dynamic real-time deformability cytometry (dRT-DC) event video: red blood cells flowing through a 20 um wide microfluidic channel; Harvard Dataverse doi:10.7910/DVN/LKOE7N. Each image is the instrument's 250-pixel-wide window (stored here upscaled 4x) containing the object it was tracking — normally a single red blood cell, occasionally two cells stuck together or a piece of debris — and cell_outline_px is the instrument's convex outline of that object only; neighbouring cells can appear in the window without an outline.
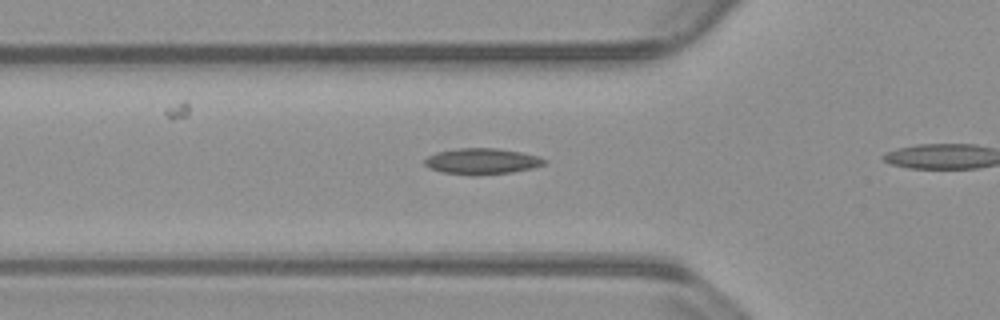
{"species": "common noctule bat (a hibernating species)", "species_latin": "Nyctalus noctula", "temperature_condition": "warm", "stored_images_in_passage": 8, "camera_frame_rate_fps": 3000, "um_per_image_px": 0.085, "animal": {"sex": "male", "body_mass_g": 23.1, "forearm_length_mm": 52.7}, "frame": {"image": 1, "passage_image": 3, "time_ms": 0.667, "image_size_px": [1000, 320], "cell_outline_px": [[548, 160], [544, 164], [532, 168], [512, 172], [476, 176], [440, 172], [428, 168], [424, 164], [424, 160], [428, 156], [436, 152], [460, 148], [496, 148], [520, 152], [540, 156]], "centroid_in_image_um": [40.95, 13.72], "position_along_channel_um": 84.9, "area_um2": 18.32}}
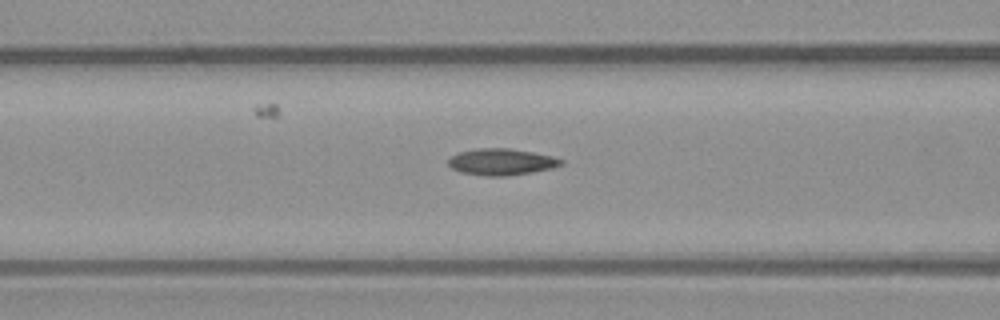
{"frame": {"image": 2, "passage_image": 6, "time_ms": 1.667, "image_size_px": [1000, 320], "cell_outline_px": [[564, 164], [552, 168], [532, 172], [504, 176], [484, 176], [460, 172], [452, 168], [448, 164], [448, 160], [456, 152], [476, 148], [508, 148], [532, 152], [552, 156], [564, 160]], "centroid_in_image_um": [42.6, 13.75], "position_along_channel_um": 124.0, "area_um2": 17.51}}